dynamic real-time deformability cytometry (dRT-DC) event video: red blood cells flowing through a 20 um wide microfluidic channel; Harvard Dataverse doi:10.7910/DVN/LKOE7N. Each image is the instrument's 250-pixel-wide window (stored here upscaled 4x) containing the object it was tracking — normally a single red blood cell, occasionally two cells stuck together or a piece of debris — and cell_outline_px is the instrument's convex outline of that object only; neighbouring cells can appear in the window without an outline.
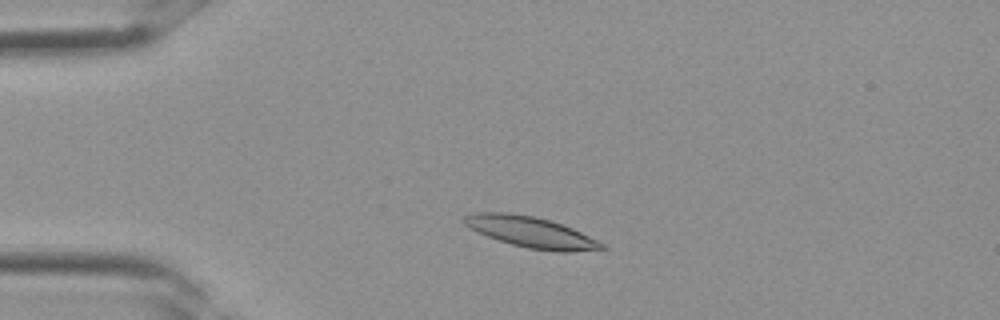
{"species": "Egyptian fruit bat (a non-hibernating species)", "species_latin": "Rousettus aegyptiacus", "temperature_condition": "room temperature", "stored_images_in_passage": 31, "camera_frame_rate_fps": 3000, "um_per_image_px": 0.085, "frame": {"image": 1, "passage_image": 5, "time_ms": 1.333, "image_size_px": [1000, 320], "cell_outline_px": [[608, 248], [572, 252], [556, 252], [528, 248], [512, 244], [476, 232], [468, 228], [460, 220], [464, 216], [476, 212], [508, 212], [532, 216], [548, 220], [572, 228], [604, 244]], "centroid_in_image_um": [45.08, 19.73], "position_along_channel_um": 39.9, "area_um2": 24.62}}
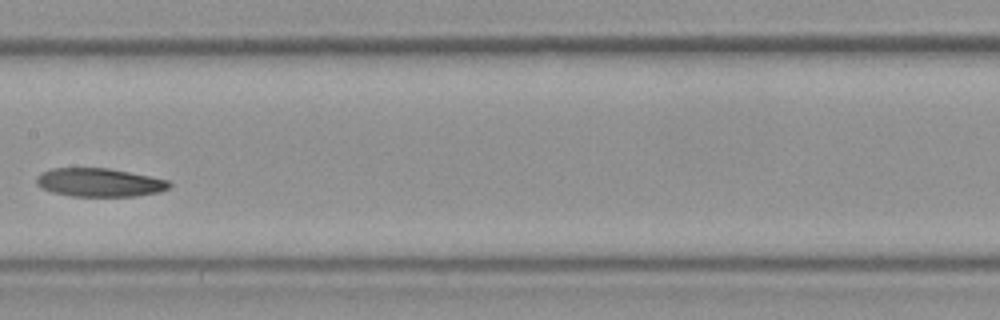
{"frame": {"image": 2, "passage_image": 15, "time_ms": 4.667, "image_size_px": [1000, 320], "cell_outline_px": [[172, 184], [168, 188], [160, 192], [136, 196], [72, 196], [52, 192], [40, 188], [36, 184], [36, 176], [40, 172], [52, 168], [108, 168], [168, 180]], "centroid_in_image_um": [8.4, 15.51], "position_along_channel_um": 199.0, "area_um2": 22.08}}
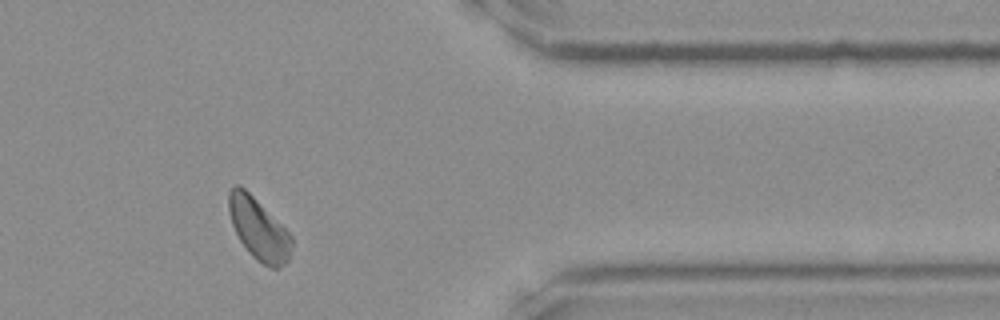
{"frame": {"image": 3, "passage_image": 26, "time_ms": 8.333, "image_size_px": [1000, 320], "cell_outline_px": [[292, 244], [288, 260], [284, 264], [276, 268], [272, 268], [256, 260], [248, 252], [240, 240], [232, 224], [228, 212], [228, 192], [232, 184], [240, 184], [292, 236]], "centroid_in_image_um": [21.94, 19.45], "position_along_channel_um": 389.5, "area_um2": 22.25}}